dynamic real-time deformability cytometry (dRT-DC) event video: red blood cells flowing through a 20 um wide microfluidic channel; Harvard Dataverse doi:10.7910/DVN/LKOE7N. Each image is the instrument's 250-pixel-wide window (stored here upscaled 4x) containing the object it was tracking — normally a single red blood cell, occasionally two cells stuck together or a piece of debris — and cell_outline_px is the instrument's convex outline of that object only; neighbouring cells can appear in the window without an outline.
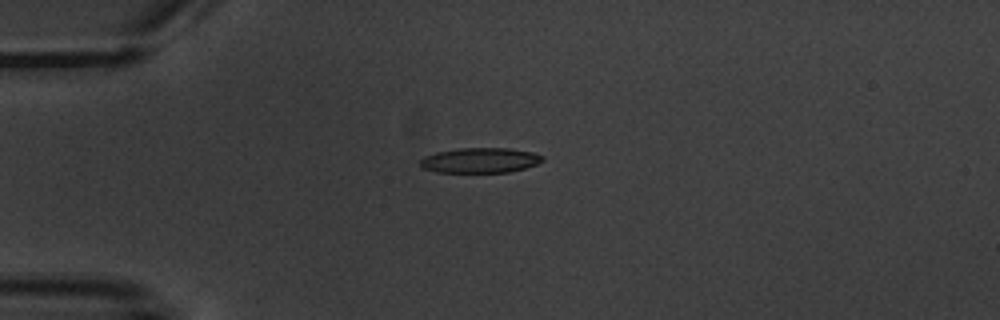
{"species": "common noctule bat (a hibernating species)", "species_latin": "Nyctalus noctula", "temperature_condition": "warm", "stored_images_in_passage": 8, "camera_frame_rate_fps": 3000, "um_per_image_px": 0.085, "animal": {"sex": "male", "body_mass_g": 20.1, "forearm_length_mm": 53.5}, "frame": {"image": 1, "passage_image": 3, "time_ms": 3.0, "image_size_px": [1000, 320], "cell_outline_px": [[544, 160], [536, 164], [524, 168], [508, 172], [436, 172], [424, 168], [420, 164], [420, 160], [424, 156], [436, 152], [460, 148], [512, 148], [532, 152], [544, 156]], "centroid_in_image_um": [40.82, 13.62], "position_along_channel_um": 44.2, "area_um2": 17.86}}
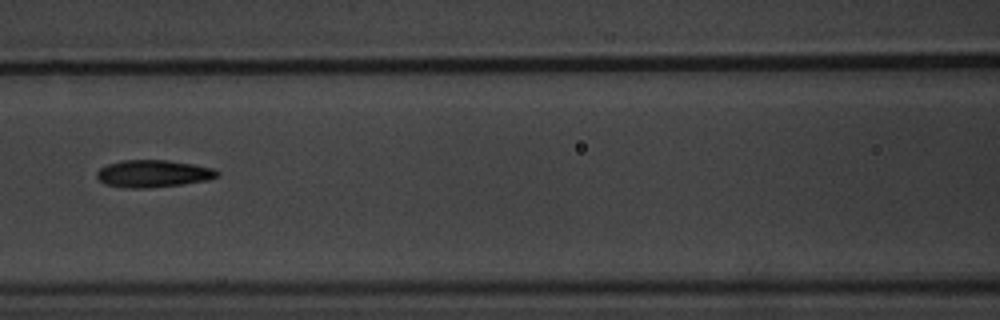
{"frame": {"image": 2, "passage_image": 6, "time_ms": 6.667, "image_size_px": [1000, 320], "cell_outline_px": [[220, 176], [208, 180], [180, 184], [148, 188], [128, 188], [104, 184], [96, 176], [96, 172], [100, 168], [108, 164], [124, 160], [168, 160], [192, 164], [212, 168], [220, 172]], "centroid_in_image_um": [13.02, 14.76], "position_along_channel_um": 153.6, "area_um2": 19.07}}
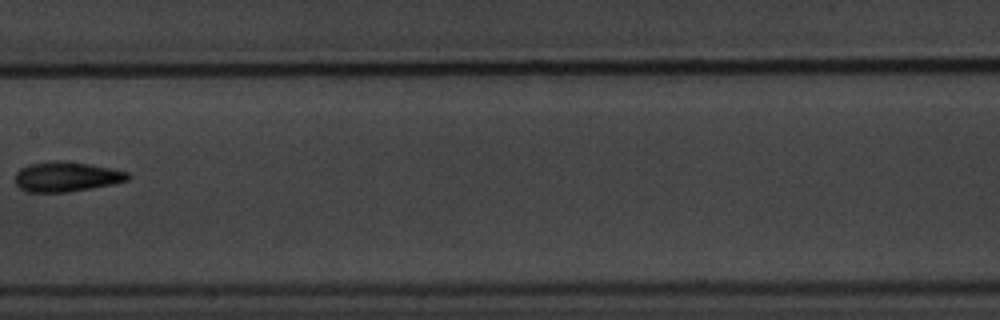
{"frame": {"image": 3, "passage_image": 7, "time_ms": 8.0, "image_size_px": [1000, 320], "cell_outline_px": [[132, 176], [128, 180], [112, 184], [92, 188], [68, 192], [24, 192], [16, 184], [16, 172], [20, 168], [28, 164], [48, 160], [64, 160], [112, 168], [128, 172]], "centroid_in_image_um": [5.63, 15.01], "position_along_channel_um": 201.8, "area_um2": 19.94}}